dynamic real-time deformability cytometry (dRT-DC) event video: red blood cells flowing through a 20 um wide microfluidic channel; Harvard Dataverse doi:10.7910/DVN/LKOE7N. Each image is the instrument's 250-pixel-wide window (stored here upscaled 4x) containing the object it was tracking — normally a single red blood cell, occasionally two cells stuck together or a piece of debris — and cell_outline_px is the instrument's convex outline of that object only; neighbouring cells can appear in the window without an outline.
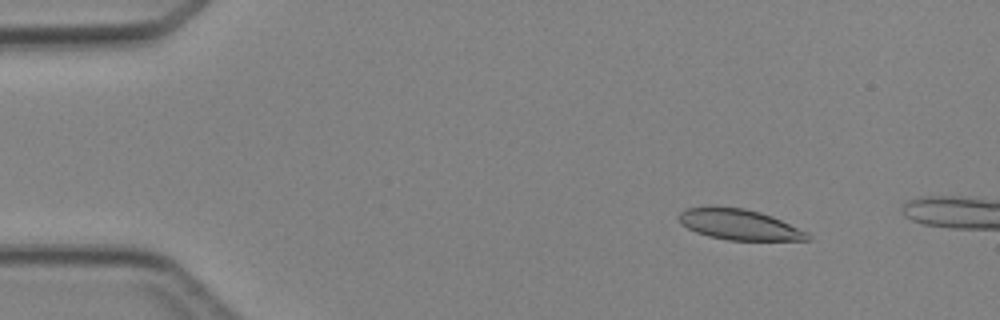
{"species": "Egyptian fruit bat (a non-hibernating species)", "species_latin": "Rousettus aegyptiacus", "temperature_condition": "cold", "stored_images_in_passage": 4, "camera_frame_rate_fps": 3000, "um_per_image_px": 0.085, "animal": {"sex": "female"}, "frame": {"image": 1, "passage_image": 1, "time_ms": 0.0, "image_size_px": [1000, 320], "cell_outline_px": [[812, 240], [728, 240], [708, 236], [696, 232], [680, 224], [680, 212], [688, 208], [744, 208], [760, 212], [772, 216], [808, 232], [812, 236]], "centroid_in_image_um": [62.9, 19.12], "position_along_channel_um": 22.1, "area_um2": 22.54}}